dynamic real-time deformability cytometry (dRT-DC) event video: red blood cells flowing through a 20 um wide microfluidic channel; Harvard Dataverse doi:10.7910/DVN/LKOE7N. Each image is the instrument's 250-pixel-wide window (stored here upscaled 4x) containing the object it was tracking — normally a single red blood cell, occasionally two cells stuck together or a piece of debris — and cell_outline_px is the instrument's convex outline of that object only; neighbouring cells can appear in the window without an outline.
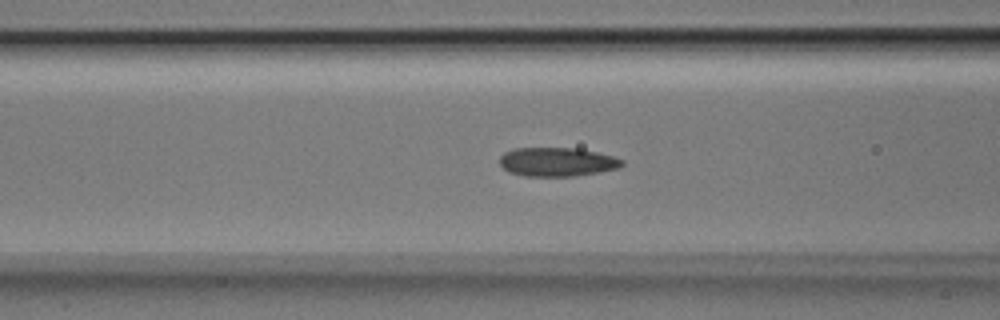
{"species": "Egyptian fruit bat (a non-hibernating species)", "species_latin": "Rousettus aegyptiacus", "temperature_condition": "room temperature", "stored_images_in_passage": 33, "camera_frame_rate_fps": 3000, "um_per_image_px": 0.085, "animal": {"sex": "male"}, "frame": {"image": 1, "passage_image": 7, "time_ms": 2.0, "image_size_px": [1000, 320], "cell_outline_px": [[624, 164], [620, 168], [572, 176], [524, 176], [508, 172], [500, 164], [500, 156], [504, 152], [516, 148], [580, 148], [612, 156], [624, 160]], "centroid_in_image_um": [47.35, 13.76], "position_along_channel_um": 119.3, "area_um2": 20.58}}
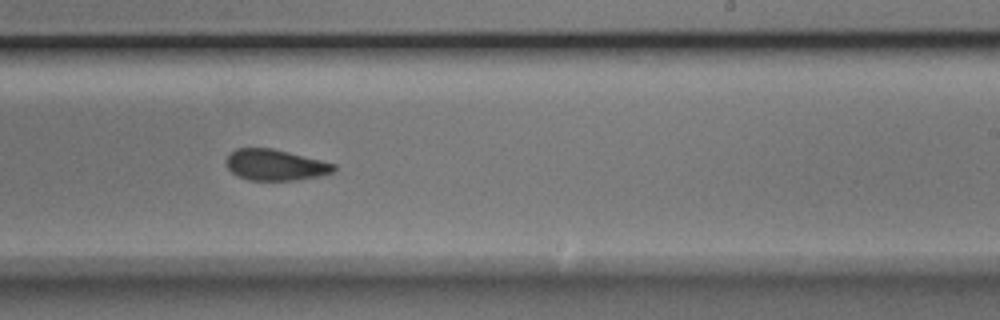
{"frame": {"image": 2, "passage_image": 18, "time_ms": 5.667, "image_size_px": [1000, 320], "cell_outline_px": [[336, 168], [332, 172], [320, 176], [292, 180], [248, 180], [232, 172], [228, 168], [224, 160], [228, 152], [236, 148], [272, 148], [336, 164]], "centroid_in_image_um": [23.35, 14.01], "position_along_channel_um": 265.7, "area_um2": 19.42}}
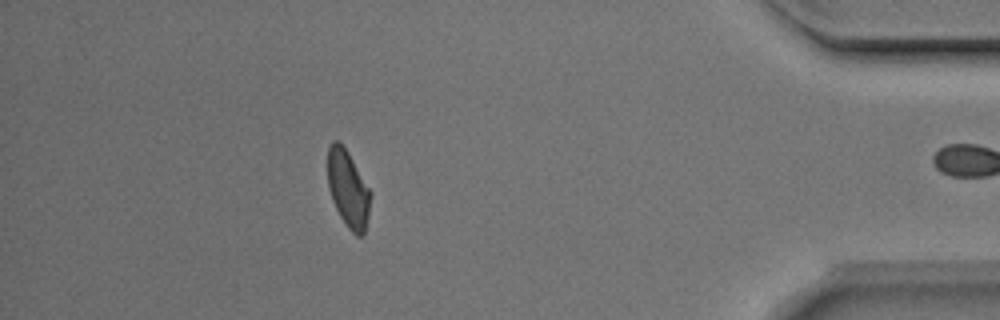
{"frame": {"image": 3, "passage_image": 32, "time_ms": 10.333, "image_size_px": [1000, 320], "cell_outline_px": [[372, 192], [368, 216], [364, 232], [360, 236], [356, 236], [348, 228], [340, 216], [332, 200], [328, 188], [328, 148], [332, 140], [336, 140], [348, 152]], "centroid_in_image_um": [29.59, 16.06], "position_along_channel_um": 405.6, "area_um2": 19.13}, "authors_computed_cell_mechanics": {"area_um2": 20.1722, "velocity_mm_per_s": 4.0065, "shape_relaxation_time_tau1_ms": 11.0308, "shape_relaxation_time_tau2_ms": 2.4347, "deformation_change_tau1": 0.2041, "deformation_change_tau2": 0.0702}}